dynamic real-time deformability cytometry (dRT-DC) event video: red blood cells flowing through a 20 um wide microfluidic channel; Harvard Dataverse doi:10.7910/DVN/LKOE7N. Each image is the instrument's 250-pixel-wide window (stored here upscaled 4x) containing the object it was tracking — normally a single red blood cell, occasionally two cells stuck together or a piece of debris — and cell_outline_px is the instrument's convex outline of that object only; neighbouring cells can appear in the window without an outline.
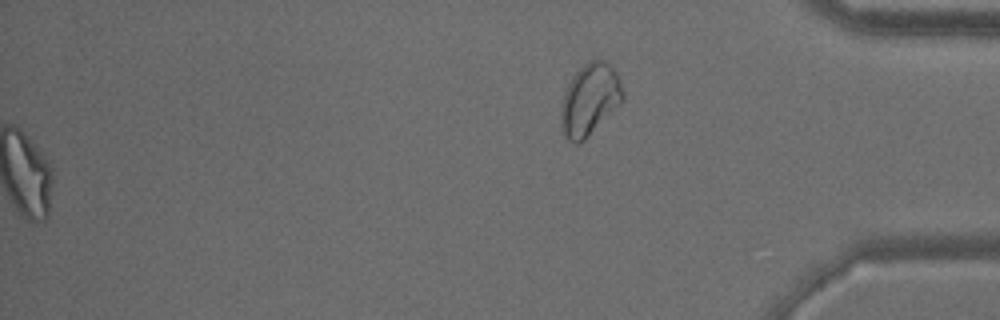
{"species": "common noctule bat (a hibernating species)", "species_latin": "Nyctalus noctula", "temperature_condition": "warm", "stored_images_in_passage": 36, "segment_of_instrument_passage": [2, 2], "camera_frame_rate_fps": 3000, "um_per_image_px": 0.085, "animal": {"sex": "male", "body_mass_g": 15.6}, "frame": {"image": 1, "passage_image": 36, "time_ms": 11.667, "image_size_px": [1000, 320], "cell_outline_px": [[624, 100], [584, 140], [576, 144], [564, 132], [560, 124], [560, 108], [564, 92], [572, 76], [588, 60], [604, 60], [616, 72], [624, 92]], "centroid_in_image_um": [50.13, 8.43], "position_along_channel_um": 385.1, "area_um2": 25.55}}